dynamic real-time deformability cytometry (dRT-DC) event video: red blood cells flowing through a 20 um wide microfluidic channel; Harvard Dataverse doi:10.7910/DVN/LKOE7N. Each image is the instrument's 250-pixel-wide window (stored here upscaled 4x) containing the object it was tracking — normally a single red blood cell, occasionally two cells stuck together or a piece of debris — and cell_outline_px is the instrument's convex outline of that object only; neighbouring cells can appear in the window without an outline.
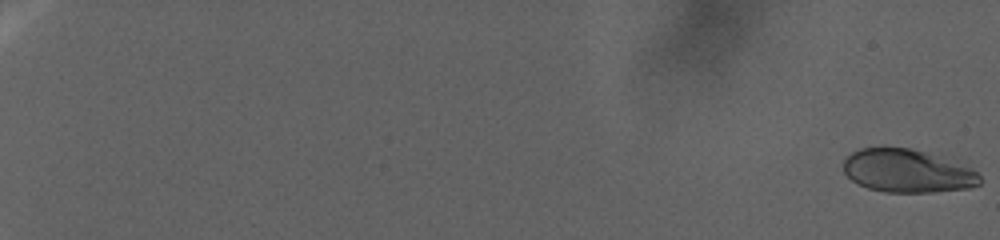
{"species": "human", "species_latin": "Homo sapiens", "temperature_condition": "warm", "stored_images_in_passage": 120, "camera_frame_rate_fps": 3000, "um_per_image_px": 0.085, "donor": {"sex": "female"}, "frame": {"image": 1, "passage_image": 1, "time_ms": 0.0, "image_size_px": [1000, 240], "cell_outline_px": [[980, 184], [968, 188], [932, 192], [884, 192], [868, 188], [852, 180], [844, 172], [844, 160], [852, 152], [860, 148], [884, 144], [908, 148], [924, 152], [972, 168], [980, 176]], "centroid_in_image_um": [77.07, 14.5], "position_along_channel_um": 7.9, "area_um2": 34.45}}
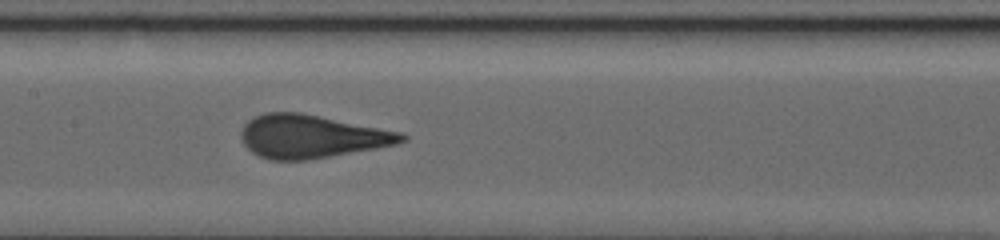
{"frame": {"image": 2, "passage_image": 72, "time_ms": 27.667, "image_size_px": [1000, 240], "cell_outline_px": [[408, 140], [396, 144], [376, 148], [308, 160], [268, 160], [252, 152], [244, 144], [240, 136], [240, 132], [244, 124], [248, 120], [264, 112], [304, 112], [404, 132], [408, 136]], "centroid_in_image_um": [26.5, 11.58], "position_along_channel_um": 180.9, "area_um2": 40.92}}
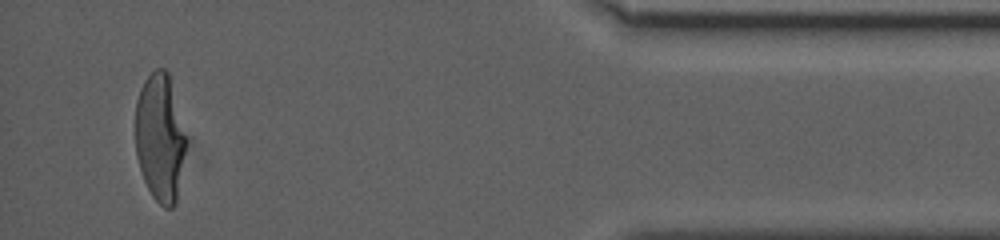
{"frame": {"image": 3, "passage_image": 113, "time_ms": 45.333, "image_size_px": [1000, 240], "cell_outline_px": [[184, 152], [176, 204], [172, 208], [164, 208], [152, 196], [144, 180], [136, 156], [136, 100], [140, 88], [144, 80], [156, 68], [164, 68], [168, 72], [184, 136]], "centroid_in_image_um": [13.56, 11.72], "position_along_channel_um": 421.6, "area_um2": 36.82}}